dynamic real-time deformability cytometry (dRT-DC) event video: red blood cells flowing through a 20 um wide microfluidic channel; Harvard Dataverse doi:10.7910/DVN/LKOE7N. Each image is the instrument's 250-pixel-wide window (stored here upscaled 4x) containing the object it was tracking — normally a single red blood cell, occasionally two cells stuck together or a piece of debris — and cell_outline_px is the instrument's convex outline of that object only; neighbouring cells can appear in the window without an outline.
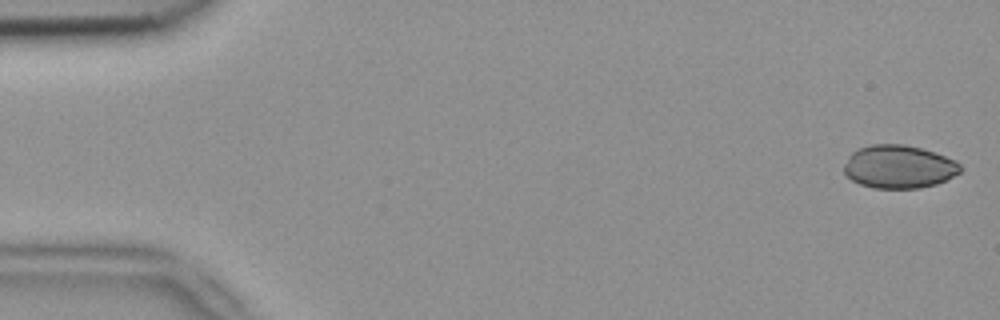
{"species": "common noctule bat (a hibernating species)", "species_latin": "Nyctalus noctula", "temperature_condition": "room temperature", "stored_images_in_passage": 5, "camera_frame_rate_fps": 3000, "um_per_image_px": 0.085, "animal": {"sex": "female", "body_mass_g": 18.4}, "frame": {"image": 1, "passage_image": 1, "time_ms": 0.0, "image_size_px": [1000, 320], "cell_outline_px": [[960, 172], [936, 184], [920, 188], [872, 188], [860, 184], [852, 180], [844, 172], [844, 164], [848, 156], [852, 152], [860, 148], [872, 144], [904, 144], [920, 148], [956, 160], [960, 164]], "centroid_in_image_um": [76.37, 14.17], "position_along_channel_um": 8.6, "area_um2": 29.07}}